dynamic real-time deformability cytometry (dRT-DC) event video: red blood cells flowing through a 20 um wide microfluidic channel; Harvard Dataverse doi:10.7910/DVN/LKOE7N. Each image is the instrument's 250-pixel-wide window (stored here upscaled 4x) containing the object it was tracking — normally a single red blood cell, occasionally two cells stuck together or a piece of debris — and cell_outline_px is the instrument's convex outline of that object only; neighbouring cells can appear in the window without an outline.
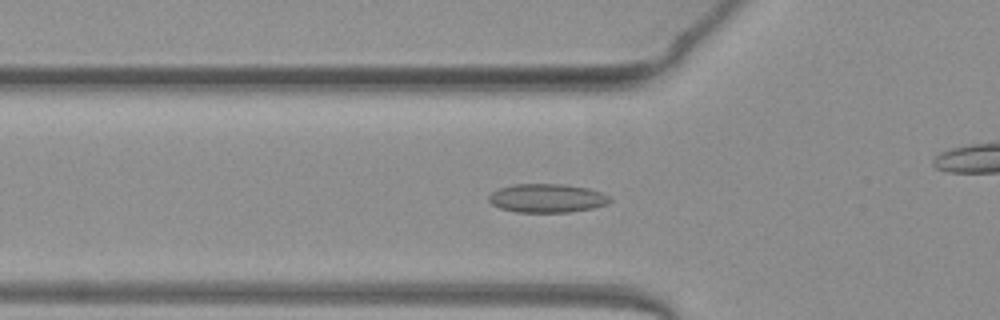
{"species": "common noctule bat (a hibernating species)", "species_latin": "Nyctalus noctula", "temperature_condition": "warm", "stored_images_in_passage": 45, "camera_frame_rate_fps": 3000, "um_per_image_px": 0.085, "animal": {"sex": "female", "body_mass_g": 19.3, "forearm_length_mm": 54.1}, "frame": {"image": 1, "passage_image": 11, "time_ms": 3.333, "image_size_px": [1000, 320], "cell_outline_px": [[612, 200], [608, 204], [592, 208], [568, 212], [516, 212], [500, 208], [492, 204], [488, 200], [488, 196], [492, 192], [500, 188], [512, 184], [564, 184], [588, 188], [600, 192], [608, 196]], "centroid_in_image_um": [46.49, 16.84], "position_along_channel_um": 79.3, "area_um2": 20.23}}
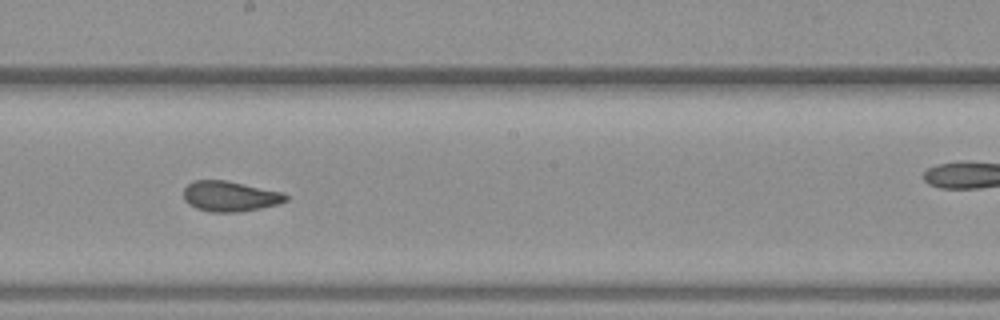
{"frame": {"image": 2, "passage_image": 22, "time_ms": 7.0, "image_size_px": [1000, 320], "cell_outline_px": [[288, 200], [280, 204], [240, 212], [208, 212], [196, 208], [188, 204], [184, 200], [184, 188], [188, 184], [196, 180], [224, 180], [280, 192], [288, 196]], "centroid_in_image_um": [19.52, 16.7], "position_along_channel_um": 228.7, "area_um2": 17.98}}
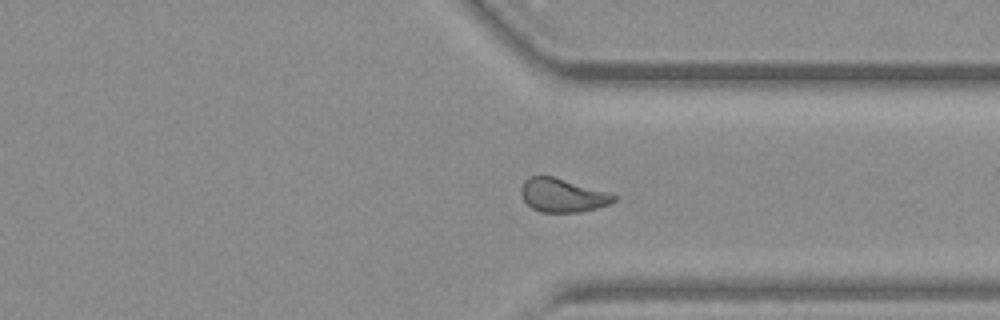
{"frame": {"image": 3, "passage_image": 32, "time_ms": 10.333, "image_size_px": [1000, 320], "cell_outline_px": [[616, 200], [608, 204], [596, 208], [580, 212], [540, 212], [532, 208], [524, 200], [520, 192], [520, 188], [524, 180], [528, 176], [552, 176], [608, 192], [616, 196]], "centroid_in_image_um": [47.78, 16.6], "position_along_channel_um": 363.6, "area_um2": 18.03}, "authors_computed_cell_mechanics": {"area_um2": 18.7272, "velocity_mm_per_s": 4.0558, "shape_relaxation_time_tau1_ms": 6.5213, "shape_relaxation_time_tau2_ms": 1.5504, "deformation_change_tau1": 0.1357, "deformation_change_tau2": 0.0647}}